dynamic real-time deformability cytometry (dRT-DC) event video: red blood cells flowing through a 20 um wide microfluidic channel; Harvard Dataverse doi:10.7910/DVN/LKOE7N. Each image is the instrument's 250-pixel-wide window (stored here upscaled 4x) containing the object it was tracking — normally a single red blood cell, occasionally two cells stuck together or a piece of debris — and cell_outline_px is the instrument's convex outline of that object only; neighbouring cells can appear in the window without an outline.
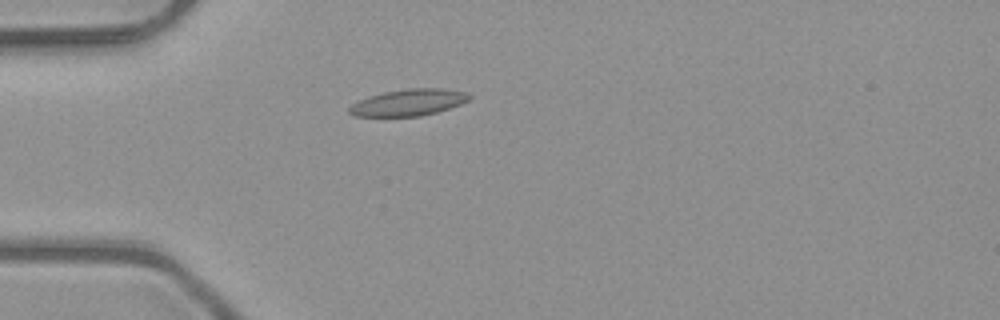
{"species": "common noctule bat (a hibernating species)", "species_latin": "Nyctalus noctula", "temperature_condition": "room temperature", "stored_images_in_passage": 2, "camera_frame_rate_fps": 3000, "um_per_image_px": 0.085, "animal": {"sex": "male", "body_mass_g": 23.1, "forearm_length_mm": 52.7}, "frame": {"image": 1, "passage_image": 1, "time_ms": 0.0, "image_size_px": [1000, 320], "cell_outline_px": [[472, 96], [468, 100], [460, 104], [436, 112], [420, 116], [352, 116], [348, 112], [348, 108], [352, 104], [368, 96], [384, 92], [408, 88], [440, 88], [464, 92]], "centroid_in_image_um": [34.68, 8.71], "position_along_channel_um": 50.3, "area_um2": 18.44}}